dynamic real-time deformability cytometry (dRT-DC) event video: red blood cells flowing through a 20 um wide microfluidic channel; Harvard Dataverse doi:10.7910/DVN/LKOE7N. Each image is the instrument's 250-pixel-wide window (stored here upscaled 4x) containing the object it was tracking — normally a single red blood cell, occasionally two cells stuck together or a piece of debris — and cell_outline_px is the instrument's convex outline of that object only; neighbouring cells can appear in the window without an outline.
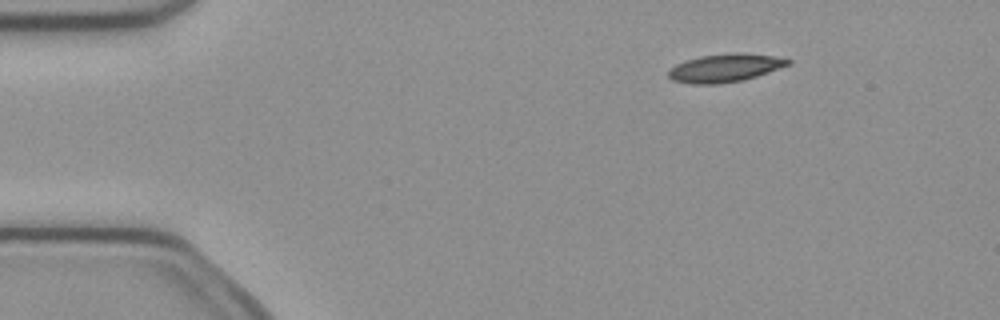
{"species": "common noctule bat (a hibernating species)", "species_latin": "Nyctalus noctula", "temperature_condition": "cold", "stored_images_in_passage": 4, "camera_frame_rate_fps": 3000, "um_per_image_px": 0.085, "animal": {"sex": "female", "body_mass_g": 21.9}, "frame": {"image": 1, "passage_image": 2, "time_ms": 0.333, "image_size_px": [1000, 320], "cell_outline_px": [[792, 64], [744, 80], [716, 84], [692, 84], [672, 80], [668, 76], [668, 72], [676, 64], [684, 60], [700, 56], [732, 52], [744, 52], [772, 56], [792, 60]], "centroid_in_image_um": [61.63, 5.76], "position_along_channel_um": 23.4, "area_um2": 19.71}}